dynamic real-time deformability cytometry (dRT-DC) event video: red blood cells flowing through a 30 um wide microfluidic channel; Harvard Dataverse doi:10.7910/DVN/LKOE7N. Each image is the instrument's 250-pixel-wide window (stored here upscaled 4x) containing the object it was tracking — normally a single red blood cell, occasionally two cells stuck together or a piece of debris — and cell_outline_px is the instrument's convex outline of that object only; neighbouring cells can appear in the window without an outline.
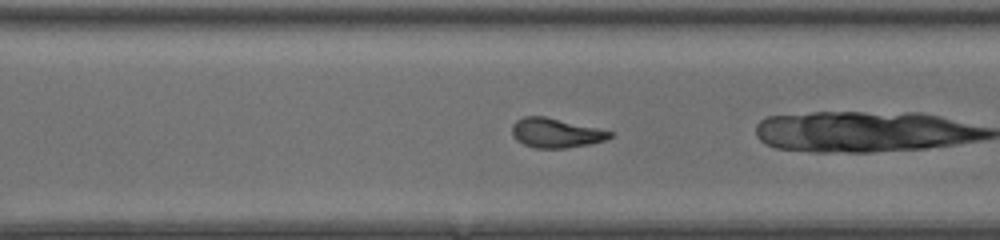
{"species": "common noctule bat (a hibernating species)", "species_latin": "Nyctalus noctula", "temperature_condition": "room temperature", "stored_images_in_passage": 39, "camera_frame_rate_fps": 3000, "um_per_image_px": 0.085, "animal": {"sex": "female", "body_mass_g": 20.0, "forearm_length_mm": 54.0}, "frame": {"image": 1, "passage_image": 35, "time_ms": 11.333, "image_size_px": [1000, 240], "cell_outline_px": [[616, 132], [612, 136], [604, 140], [588, 144], [564, 148], [536, 148], [524, 144], [516, 140], [512, 136], [512, 124], [516, 120], [524, 116], [544, 116]], "centroid_in_image_um": [47.23, 11.29], "position_along_channel_um": 323.4, "area_um2": 16.76}}